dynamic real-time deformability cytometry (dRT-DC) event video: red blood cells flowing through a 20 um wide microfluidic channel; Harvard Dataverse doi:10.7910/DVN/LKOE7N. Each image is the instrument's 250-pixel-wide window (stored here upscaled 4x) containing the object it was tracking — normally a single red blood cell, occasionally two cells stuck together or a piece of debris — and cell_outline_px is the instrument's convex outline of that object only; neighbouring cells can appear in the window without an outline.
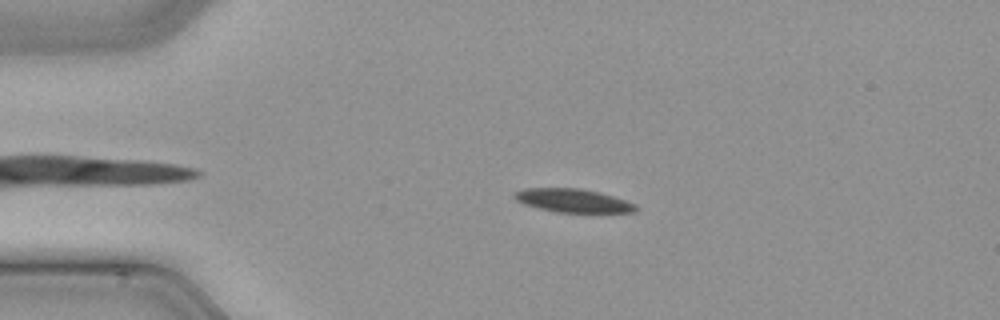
{"species": "common noctule bat (a hibernating species)", "species_latin": "Nyctalus noctula", "temperature_condition": "cold", "stored_images_in_passage": 49, "camera_frame_rate_fps": 3000, "um_per_image_px": 0.085, "animal": {"sex": "male", "body_mass_g": 21.5, "forearm_length_mm": 52.0}, "frame": {"image": 1, "passage_image": 11, "time_ms": 3.333, "image_size_px": [1000, 320], "cell_outline_px": [[636, 208], [632, 212], [556, 212], [524, 204], [516, 200], [512, 196], [512, 192], [524, 188], [580, 188], [600, 192], [636, 204]], "centroid_in_image_um": [48.63, 17.03], "position_along_channel_um": 36.4, "area_um2": 16.47}}
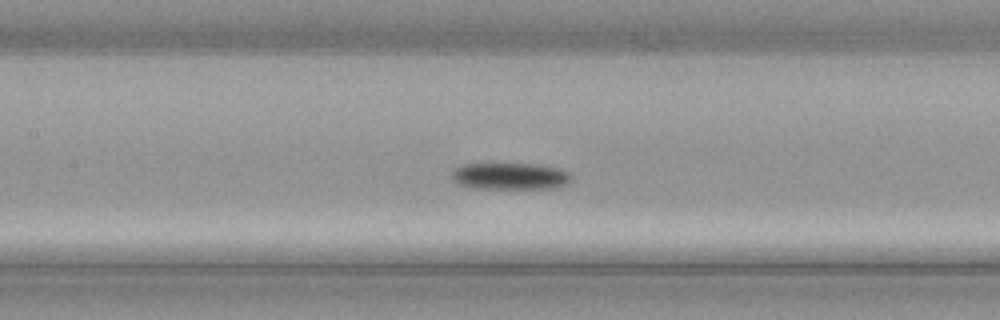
{"frame": {"image": 2, "passage_image": 23, "time_ms": 7.333, "image_size_px": [1000, 320], "cell_outline_px": [[572, 180], [568, 184], [556, 188], [476, 188], [460, 184], [452, 180], [452, 172], [460, 164], [484, 160], [492, 160], [536, 164], [560, 168], [568, 172], [572, 176]], "centroid_in_image_um": [43.32, 14.9], "position_along_channel_um": 164.1, "area_um2": 19.88}}
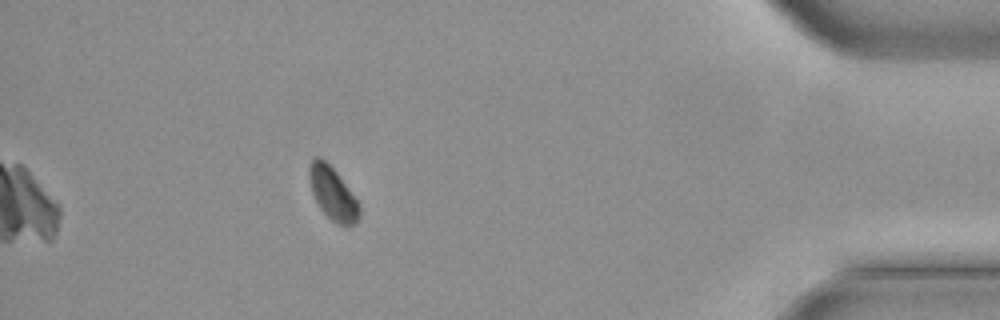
{"frame": {"image": 3, "passage_image": 44, "time_ms": 14.333, "image_size_px": [1000, 320], "cell_outline_px": [[360, 216], [356, 224], [348, 228], [336, 224], [320, 208], [312, 192], [308, 172], [308, 168], [312, 160], [316, 156], [320, 156], [336, 172], [360, 204]], "centroid_in_image_um": [28.31, 16.49], "position_along_channel_um": 406.9, "area_um2": 15.43}}